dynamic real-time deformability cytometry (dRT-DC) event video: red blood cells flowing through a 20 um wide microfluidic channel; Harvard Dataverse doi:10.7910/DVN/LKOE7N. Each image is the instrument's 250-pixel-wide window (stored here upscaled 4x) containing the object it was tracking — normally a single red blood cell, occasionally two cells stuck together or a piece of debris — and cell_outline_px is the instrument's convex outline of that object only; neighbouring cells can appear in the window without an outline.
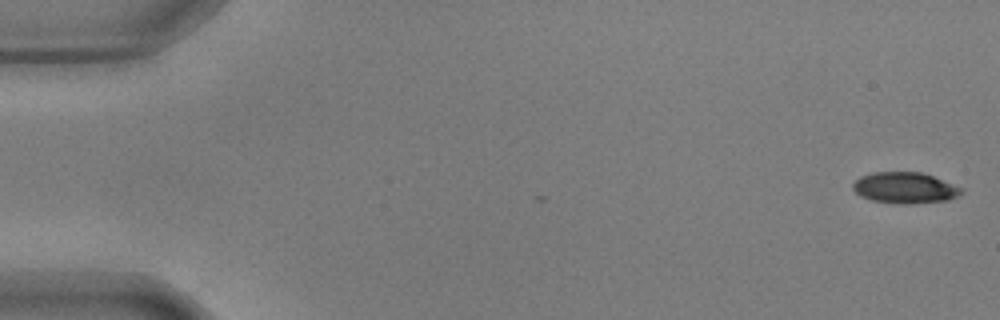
{"species": "common noctule bat (a hibernating species)", "species_latin": "Nyctalus noctula", "temperature_condition": "warm", "stored_images_in_passage": 17, "camera_frame_rate_fps": 3000, "um_per_image_px": 0.085, "animal": {"sex": "male", "body_mass_g": 17.9, "forearm_length_mm": 54.2}, "frame": {"image": 1, "passage_image": 1, "time_ms": 0.0, "image_size_px": [1000, 320], "cell_outline_px": [[964, 192], [960, 196], [948, 200], [912, 204], [896, 204], [872, 200], [860, 196], [852, 188], [852, 184], [860, 176], [872, 172], [920, 172], [932, 176], [964, 188]], "centroid_in_image_um": [76.93, 15.97], "position_along_channel_um": 8.1, "area_um2": 19.88}}